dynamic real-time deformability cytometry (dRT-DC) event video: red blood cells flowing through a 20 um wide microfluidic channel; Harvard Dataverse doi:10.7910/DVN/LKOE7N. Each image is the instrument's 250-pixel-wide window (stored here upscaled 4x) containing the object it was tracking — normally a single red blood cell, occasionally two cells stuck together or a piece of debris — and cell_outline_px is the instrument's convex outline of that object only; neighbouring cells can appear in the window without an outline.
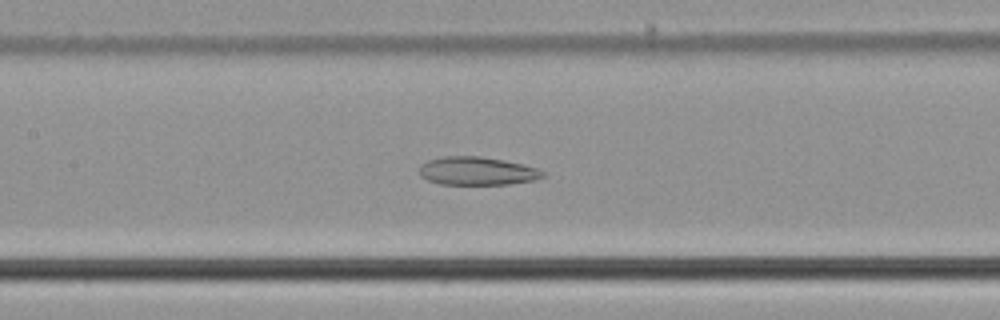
{"species": "common noctule bat (a hibernating species)", "species_latin": "Nyctalus noctula", "temperature_condition": "cold", "stored_images_in_passage": 45, "camera_frame_rate_fps": 3000, "um_per_image_px": 0.085, "animal": {"sex": "male", "body_mass_g": 21.5, "forearm_length_mm": 52.0}, "frame": {"image": 1, "passage_image": 21, "time_ms": 6.667, "image_size_px": [1000, 320], "cell_outline_px": [[544, 176], [536, 180], [508, 184], [440, 184], [428, 180], [420, 176], [420, 164], [428, 160], [444, 156], [480, 156], [504, 160], [536, 168], [544, 172]], "centroid_in_image_um": [40.53, 14.53], "position_along_channel_um": 166.9, "area_um2": 20.23}}
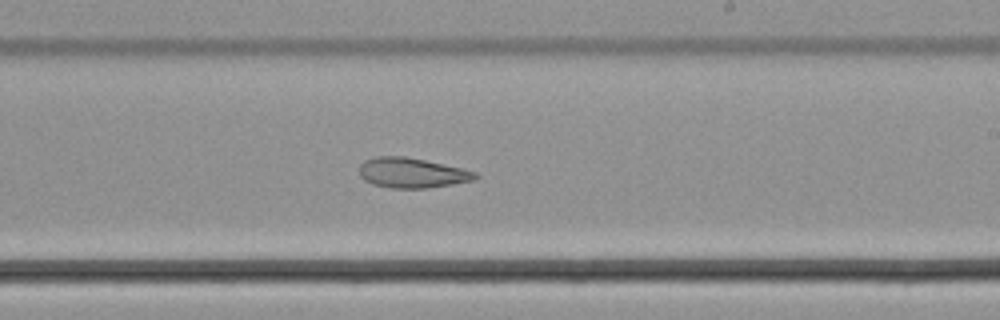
{"frame": {"image": 2, "passage_image": 28, "time_ms": 9.0, "image_size_px": [1000, 320], "cell_outline_px": [[480, 176], [472, 180], [452, 184], [424, 188], [392, 188], [372, 184], [364, 180], [360, 176], [360, 164], [364, 160], [376, 156], [404, 156], [424, 160], [460, 168], [476, 172]], "centroid_in_image_um": [34.97, 14.69], "position_along_channel_um": 254.0, "area_um2": 20.11}}
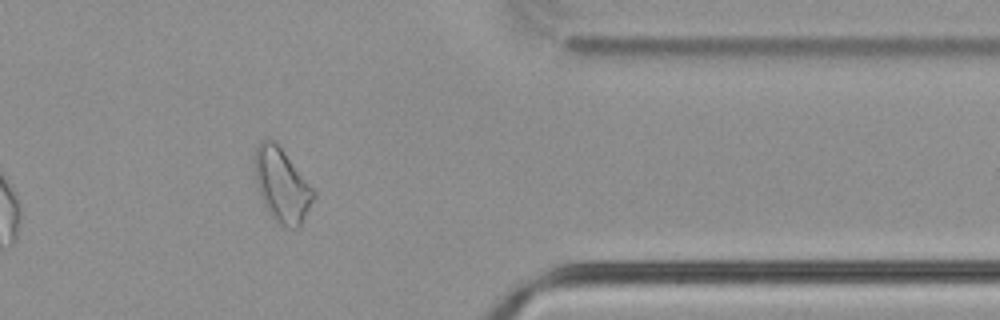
{"frame": {"image": 3, "passage_image": 40, "time_ms": 13.0, "image_size_px": [1000, 320], "cell_outline_px": [[316, 196], [300, 228], [292, 228], [280, 224], [268, 212], [264, 204], [256, 180], [252, 156], [256, 148], [264, 140], [276, 140], [316, 192]], "centroid_in_image_um": [23.97, 15.72], "position_along_channel_um": 387.4, "area_um2": 25.32}, "authors_computed_cell_mechanics": {"area_um2": 24.1026, "velocity_mm_per_s": 3.7424, "shape_relaxation_time_tau1_ms": null, "shape_relaxation_time_tau2_ms": 2.5714, "deformation_change_tau1": null, "deformation_change_tau2": 0.0934}}